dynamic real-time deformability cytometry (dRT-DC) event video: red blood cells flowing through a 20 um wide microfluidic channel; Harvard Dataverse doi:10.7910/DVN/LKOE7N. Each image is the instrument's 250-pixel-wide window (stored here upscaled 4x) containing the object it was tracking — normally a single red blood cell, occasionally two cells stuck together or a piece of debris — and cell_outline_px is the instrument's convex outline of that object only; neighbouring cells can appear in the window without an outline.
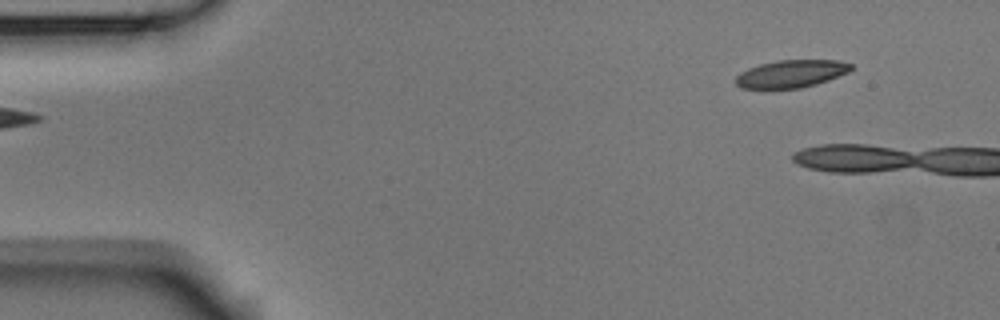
{"species": "Egyptian fruit bat (a non-hibernating species)", "species_latin": "Rousettus aegyptiacus", "temperature_condition": "room temperature", "stored_images_in_passage": 4, "segment_of_instrument_passage": [2, 2], "camera_frame_rate_fps": 3000, "um_per_image_px": 0.085, "animal": {"sex": "male"}, "frame": {"image": 1, "passage_image": 4, "time_ms": 1.0, "image_size_px": [1000, 320], "cell_outline_px": [[852, 68], [848, 72], [828, 80], [816, 84], [800, 88], [740, 88], [736, 84], [736, 76], [740, 72], [748, 68], [760, 64], [776, 60], [836, 60], [852, 64]], "centroid_in_image_um": [67.23, 6.26], "position_along_channel_um": 17.8, "area_um2": 18.44}}